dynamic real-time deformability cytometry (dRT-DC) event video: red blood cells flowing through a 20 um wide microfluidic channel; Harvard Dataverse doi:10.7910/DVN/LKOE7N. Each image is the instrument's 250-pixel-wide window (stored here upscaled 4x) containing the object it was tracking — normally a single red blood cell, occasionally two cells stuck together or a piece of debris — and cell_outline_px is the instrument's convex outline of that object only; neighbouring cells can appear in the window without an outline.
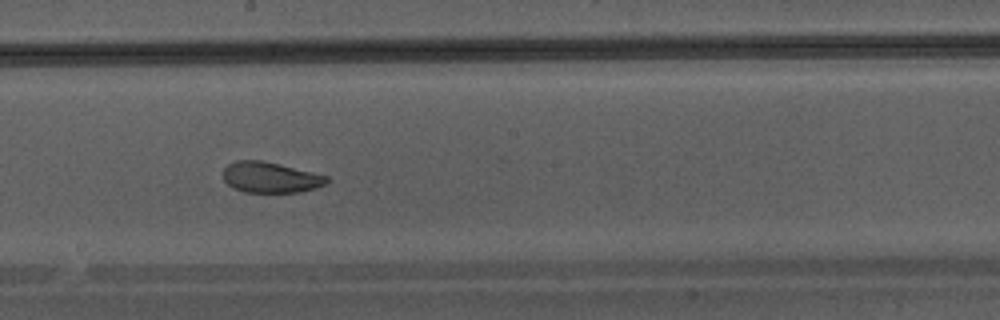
{"species": "Egyptian fruit bat (a non-hibernating species)", "species_latin": "Rousettus aegyptiacus", "temperature_condition": "warm", "stored_images_in_passage": 35, "camera_frame_rate_fps": 3000, "um_per_image_px": 0.085, "animal": {"sex": "male"}, "frame": {"image": 1, "passage_image": 16, "time_ms": 5.0, "image_size_px": [1000, 320], "cell_outline_px": [[328, 180], [324, 184], [316, 188], [300, 192], [244, 192], [232, 188], [224, 180], [224, 168], [228, 164], [236, 160], [260, 160], [328, 176]], "centroid_in_image_um": [22.95, 15.08], "position_along_channel_um": 225.2, "area_um2": 18.32}}